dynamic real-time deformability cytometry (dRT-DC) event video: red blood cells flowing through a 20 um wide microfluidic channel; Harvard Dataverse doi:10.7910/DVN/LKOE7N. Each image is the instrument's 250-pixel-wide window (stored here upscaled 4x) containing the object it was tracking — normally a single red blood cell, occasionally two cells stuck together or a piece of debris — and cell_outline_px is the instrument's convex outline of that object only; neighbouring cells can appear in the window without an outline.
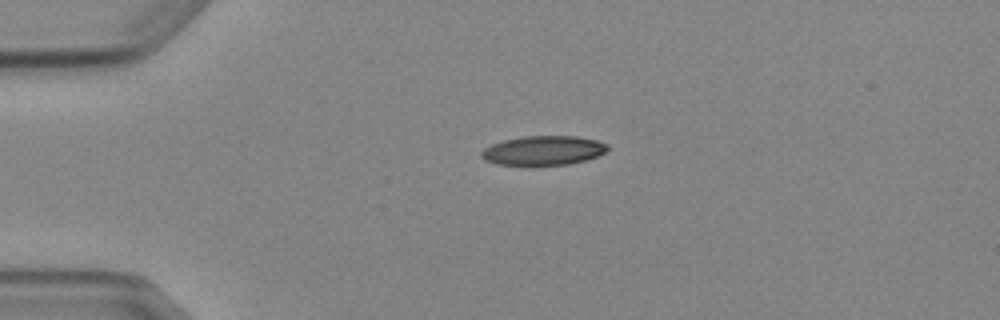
{"species": "Egyptian fruit bat (a non-hibernating species)", "species_latin": "Rousettus aegyptiacus", "temperature_condition": "cold", "stored_images_in_passage": 2, "camera_frame_rate_fps": 3000, "um_per_image_px": 0.085, "animal": {"sex": "female"}, "frame": {"image": 1, "passage_image": 1, "time_ms": 0.0, "image_size_px": [1000, 320], "cell_outline_px": [[608, 148], [604, 152], [596, 156], [584, 160], [568, 164], [496, 164], [484, 160], [480, 156], [480, 152], [484, 148], [492, 144], [504, 140], [524, 136], [576, 136], [596, 140], [608, 144]], "centroid_in_image_um": [46.15, 12.77], "position_along_channel_um": 38.8, "area_um2": 21.21}}